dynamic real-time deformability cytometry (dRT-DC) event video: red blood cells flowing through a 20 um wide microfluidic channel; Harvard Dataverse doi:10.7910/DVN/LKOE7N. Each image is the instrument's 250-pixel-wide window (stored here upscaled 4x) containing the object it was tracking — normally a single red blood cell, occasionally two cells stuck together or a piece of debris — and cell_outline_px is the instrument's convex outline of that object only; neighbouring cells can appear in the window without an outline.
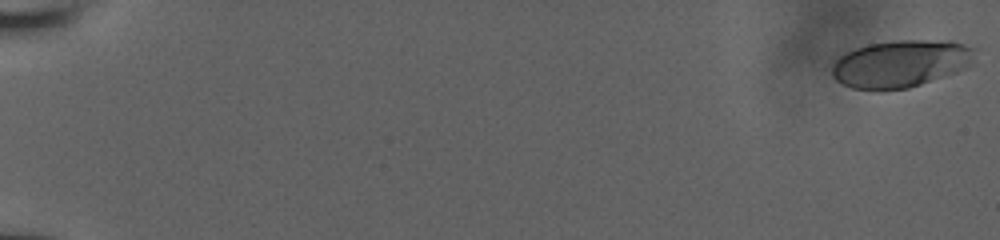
{"species": "human", "species_latin": "Homo sapiens", "temperature_condition": "room temperature", "stored_images_in_passage": 20, "camera_frame_rate_fps": 3000, "um_per_image_px": 0.085, "donor": {"sex": "male"}, "frame": {"image": 1, "passage_image": 1, "time_ms": 0.0, "image_size_px": [1000, 240], "cell_outline_px": [[972, 48], [968, 68], [908, 88], [852, 88], [836, 80], [832, 76], [832, 68], [836, 60], [840, 56], [856, 48], [868, 44], [896, 40], [952, 40], [964, 44]], "centroid_in_image_um": [76.55, 5.38], "position_along_channel_um": 8.5, "area_um2": 38.55}}
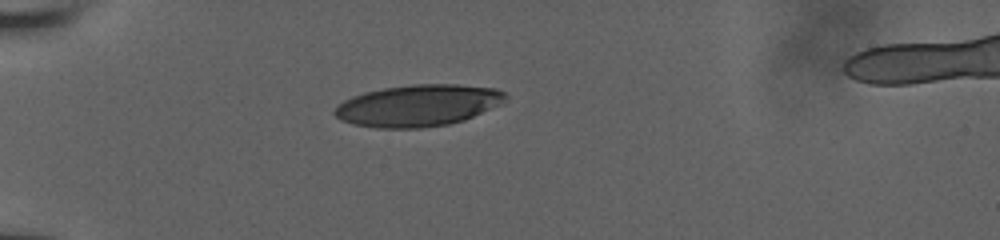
{"frame": {"image": 2, "passage_image": 15, "time_ms": 6.0, "image_size_px": [1000, 240], "cell_outline_px": [[508, 96], [504, 104], [464, 120], [448, 124], [420, 128], [376, 128], [352, 124], [340, 120], [332, 112], [336, 104], [352, 96], [364, 92], [384, 88], [412, 84], [456, 84], [496, 88], [508, 92]], "centroid_in_image_um": [35.56, 8.96], "position_along_channel_um": 49.4, "area_um2": 42.08}}
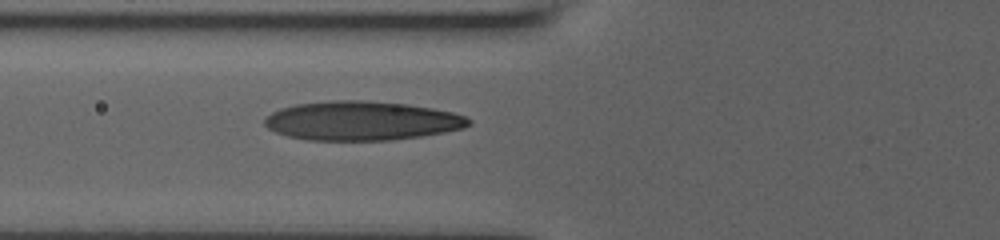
{"frame": {"image": 3, "passage_image": 20, "time_ms": 8.0, "image_size_px": [1000, 240], "cell_outline_px": [[472, 124], [464, 128], [444, 132], [420, 136], [388, 140], [308, 140], [288, 136], [276, 132], [268, 128], [264, 124], [264, 116], [280, 108], [296, 104], [328, 100], [368, 100], [408, 104], [432, 108], [452, 112], [464, 116], [472, 120]], "centroid_in_image_um": [30.73, 10.25], "position_along_channel_um": 95.1, "area_um2": 46.7}}